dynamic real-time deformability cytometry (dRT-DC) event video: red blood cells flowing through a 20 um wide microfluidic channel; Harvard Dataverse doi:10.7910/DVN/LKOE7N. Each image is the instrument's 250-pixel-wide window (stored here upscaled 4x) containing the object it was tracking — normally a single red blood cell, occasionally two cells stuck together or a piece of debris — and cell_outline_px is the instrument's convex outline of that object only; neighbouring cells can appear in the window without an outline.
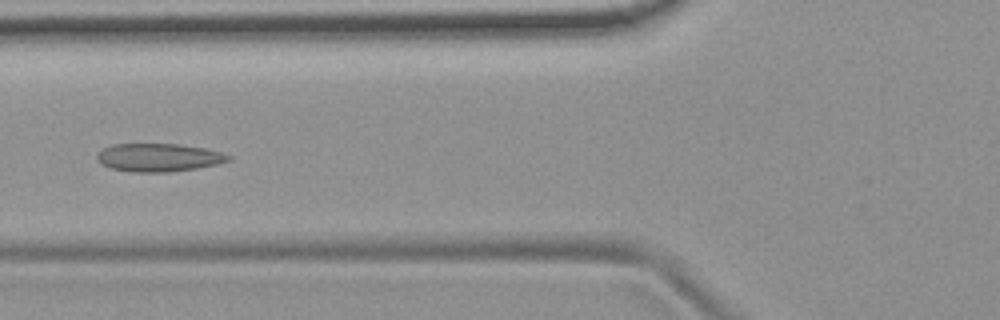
{"species": "common noctule bat (a hibernating species)", "species_latin": "Nyctalus noctula", "temperature_condition": "room temperature", "stored_images_in_passage": 3, "camera_frame_rate_fps": 3000, "um_per_image_px": 0.085, "animal": {"sex": "female", "body_mass_g": 19.9}, "frame": {"image": 1, "passage_image": 3, "time_ms": 2.333, "image_size_px": [1000, 320], "cell_outline_px": [[232, 160], [216, 164], [196, 168], [168, 172], [132, 172], [112, 168], [100, 164], [96, 160], [96, 156], [104, 148], [112, 144], [176, 144], [204, 148], [220, 152], [232, 156]], "centroid_in_image_um": [13.47, 13.39], "position_along_channel_um": 112.3, "area_um2": 21.44}}